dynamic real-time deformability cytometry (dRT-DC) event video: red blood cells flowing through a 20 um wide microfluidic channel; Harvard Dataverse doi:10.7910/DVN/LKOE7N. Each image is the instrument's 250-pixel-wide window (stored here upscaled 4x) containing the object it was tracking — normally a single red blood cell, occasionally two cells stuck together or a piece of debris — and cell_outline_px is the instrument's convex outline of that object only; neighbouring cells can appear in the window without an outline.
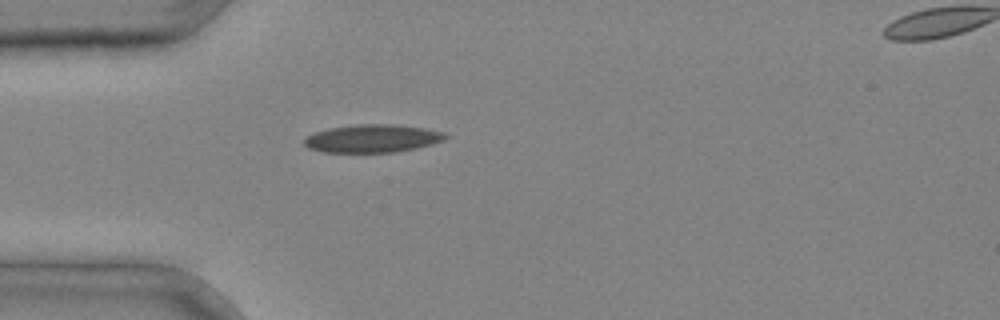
{"species": "common noctule bat (a hibernating species)", "species_latin": "Nyctalus noctula", "temperature_condition": "cold", "stored_images_in_passage": 3, "segment_of_instrument_passage": [1, 2], "camera_frame_rate_fps": 3000, "um_per_image_px": 0.085, "animal": {"sex": "male", "body_mass_g": 20.4}, "frame": {"image": 1, "passage_image": 2, "time_ms": 0.333, "image_size_px": [1000, 320], "cell_outline_px": [[448, 136], [444, 140], [432, 144], [416, 148], [396, 152], [324, 152], [308, 148], [304, 144], [304, 136], [328, 128], [356, 124], [392, 124], [424, 128], [444, 132]], "centroid_in_image_um": [31.64, 11.77], "position_along_channel_um": 53.4, "area_um2": 23.06}}